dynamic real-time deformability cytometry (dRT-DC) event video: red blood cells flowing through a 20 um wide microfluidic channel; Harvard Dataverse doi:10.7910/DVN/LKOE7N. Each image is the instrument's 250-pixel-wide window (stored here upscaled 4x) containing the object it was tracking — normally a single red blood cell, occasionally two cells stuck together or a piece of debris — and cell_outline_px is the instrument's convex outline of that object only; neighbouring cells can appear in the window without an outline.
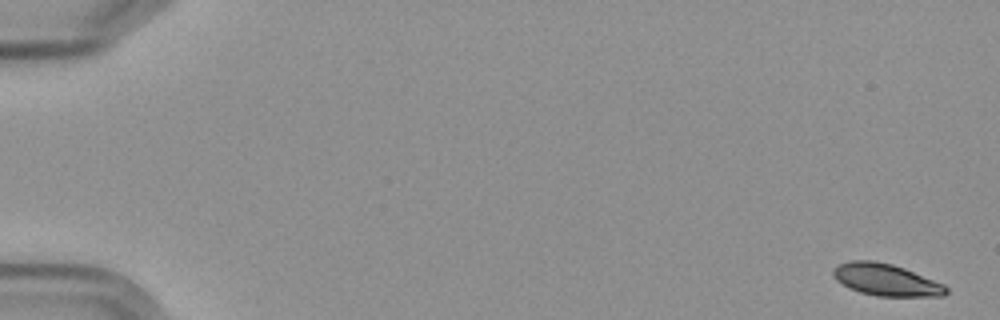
{"species": "Egyptian fruit bat (a non-hibernating species)", "species_latin": "Rousettus aegyptiacus", "temperature_condition": "cold", "stored_images_in_passage": 7, "camera_frame_rate_fps": 3000, "um_per_image_px": 0.085, "frame": {"image": 1, "passage_image": 1, "time_ms": 0.0, "image_size_px": [1000, 320], "cell_outline_px": [[948, 292], [944, 296], [876, 296], [860, 292], [848, 288], [836, 280], [832, 272], [832, 268], [848, 260], [872, 260], [892, 264], [904, 268], [944, 284], [948, 288]], "centroid_in_image_um": [75.29, 23.78], "position_along_channel_um": 9.7, "area_um2": 21.1}}
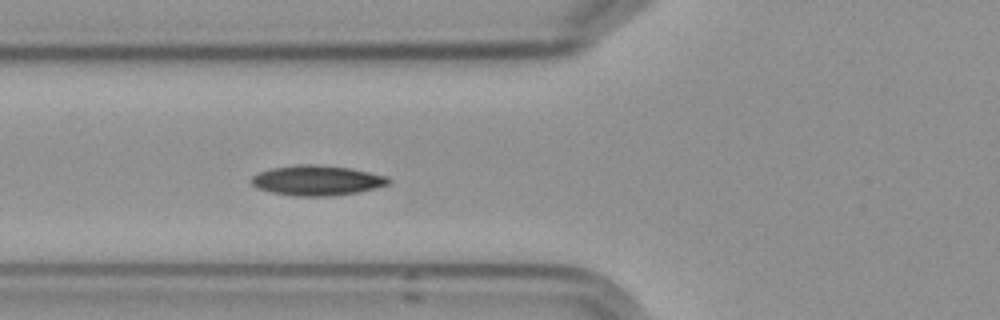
{"frame": {"image": 2, "passage_image": 7, "time_ms": 7.0, "image_size_px": [1000, 320], "cell_outline_px": [[392, 180], [388, 184], [376, 188], [356, 192], [332, 196], [292, 196], [272, 192], [256, 188], [248, 180], [252, 176], [260, 172], [272, 168], [300, 164], [316, 164], [352, 168], [388, 176]], "centroid_in_image_um": [26.94, 15.33], "position_along_channel_um": 98.9, "area_um2": 24.22}}